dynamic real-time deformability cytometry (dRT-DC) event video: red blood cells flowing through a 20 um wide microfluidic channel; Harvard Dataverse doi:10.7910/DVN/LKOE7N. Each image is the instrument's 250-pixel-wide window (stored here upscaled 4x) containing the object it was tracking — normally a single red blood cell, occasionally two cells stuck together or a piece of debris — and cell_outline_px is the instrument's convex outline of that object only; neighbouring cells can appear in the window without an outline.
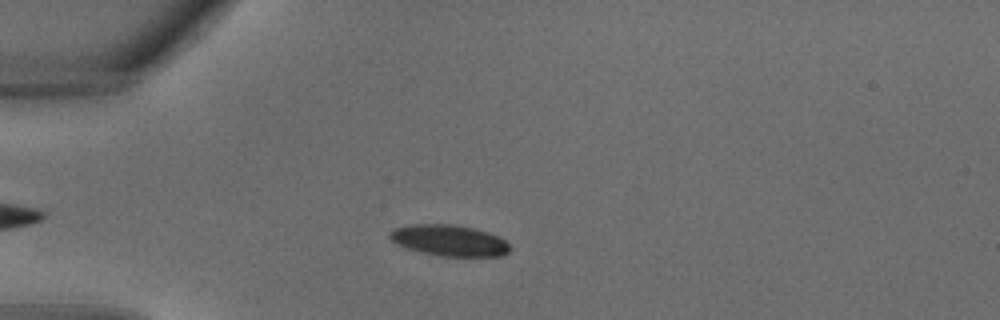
{"species": "common noctule bat (a hibernating species)", "species_latin": "Nyctalus noctula", "temperature_condition": "warm", "stored_images_in_passage": 29, "camera_frame_rate_fps": 3000, "um_per_image_px": 0.085, "animal": {"sex": "male", "body_mass_g": 18.8}, "frame": {"image": 1, "passage_image": 7, "time_ms": 2.0, "image_size_px": [1000, 320], "cell_outline_px": [[512, 248], [508, 252], [500, 256], [444, 256], [420, 252], [408, 248], [392, 240], [388, 236], [396, 228], [412, 224], [452, 224], [472, 228], [488, 232], [504, 240]], "centroid_in_image_um": [38.22, 20.44], "position_along_channel_um": 46.8, "area_um2": 21.39}}
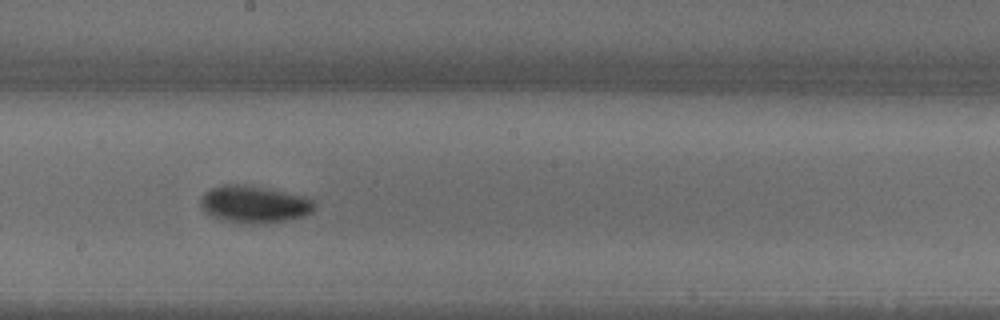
{"frame": {"image": 2, "passage_image": 17, "time_ms": 5.333, "image_size_px": [1000, 320], "cell_outline_px": [[316, 208], [312, 212], [304, 216], [288, 220], [264, 224], [248, 224], [224, 220], [208, 216], [200, 204], [200, 200], [204, 192], [212, 188], [224, 184], [236, 184], [268, 188], [308, 196], [316, 204]], "centroid_in_image_um": [21.64, 17.37], "position_along_channel_um": 226.6, "area_um2": 25.09}}
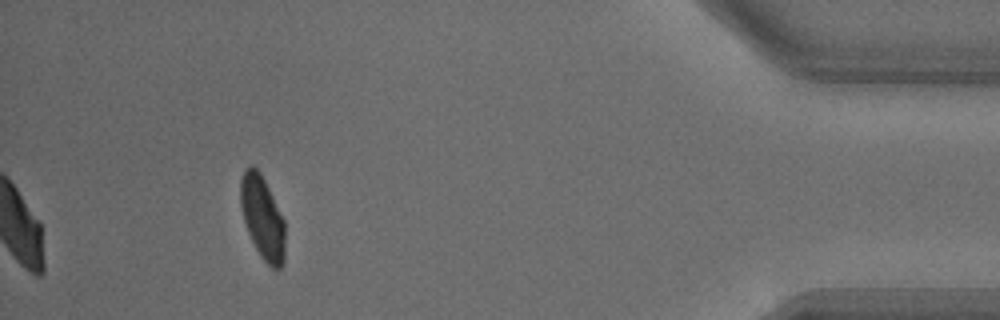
{"frame": {"image": 3, "passage_image": 29, "time_ms": 9.333, "image_size_px": [1000, 320], "cell_outline_px": [[284, 264], [280, 268], [272, 268], [260, 256], [248, 232], [244, 220], [240, 204], [240, 180], [244, 168], [252, 164], [260, 172], [284, 220]], "centroid_in_image_um": [22.29, 18.47], "position_along_channel_um": 412.9, "area_um2": 21.39}}